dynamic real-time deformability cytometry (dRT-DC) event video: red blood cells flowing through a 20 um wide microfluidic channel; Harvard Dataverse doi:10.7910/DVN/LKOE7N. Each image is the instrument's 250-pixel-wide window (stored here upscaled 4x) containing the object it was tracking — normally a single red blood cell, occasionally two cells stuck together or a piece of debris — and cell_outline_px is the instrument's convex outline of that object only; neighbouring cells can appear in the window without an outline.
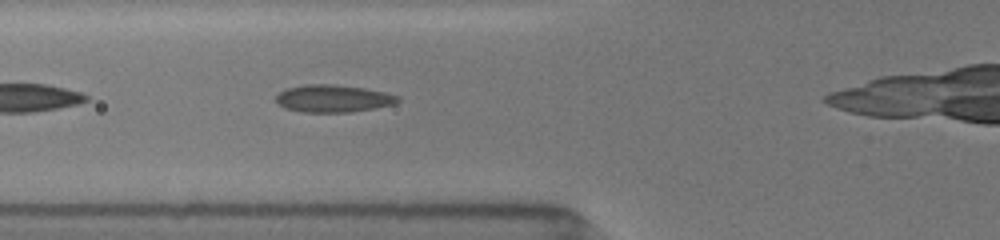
{"species": "common noctule bat (a hibernating species)", "species_latin": "Nyctalus noctula", "temperature_condition": "room temperature", "stored_images_in_passage": 55, "camera_frame_rate_fps": 3000, "um_per_image_px": 0.085, "animal": {"sex": "female", "body_mass_g": 19.5, "forearm_length_mm": 54.1}, "frame": {"image": 1, "passage_image": 5, "time_ms": 1.333, "image_size_px": [1000, 240], "cell_outline_px": [[400, 100], [392, 104], [352, 112], [304, 112], [284, 108], [276, 100], [276, 96], [284, 88], [304, 84], [336, 84], [364, 88], [384, 92], [400, 96]], "centroid_in_image_um": [28.29, 8.36], "position_along_channel_um": 97.5, "area_um2": 19.42}}
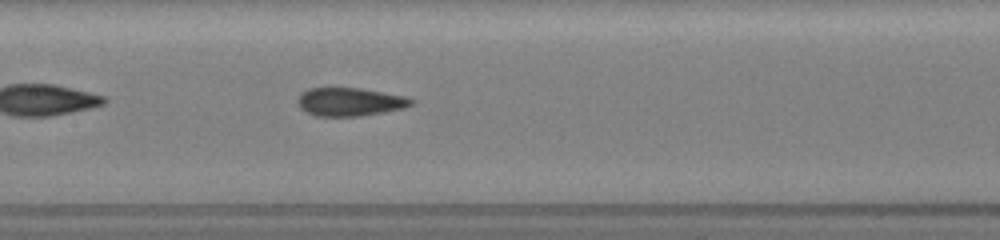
{"frame": {"image": 2, "passage_image": 19, "time_ms": 3.333, "image_size_px": [1000, 240], "cell_outline_px": [[416, 100], [412, 104], [404, 108], [384, 112], [360, 116], [316, 116], [300, 108], [296, 100], [300, 92], [308, 88], [360, 88], [404, 96]], "centroid_in_image_um": [29.71, 8.65], "position_along_channel_um": 177.7, "area_um2": 18.79}}
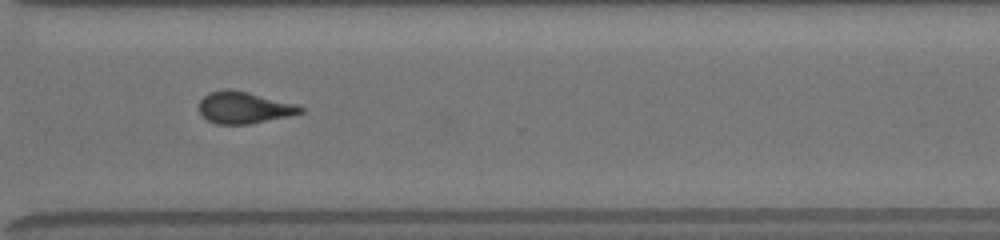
{"frame": {"image": 3, "passage_image": 41, "time_ms": 7.667, "image_size_px": [1000, 240], "cell_outline_px": [[304, 112], [288, 116], [248, 124], [216, 124], [208, 120], [200, 112], [200, 100], [208, 92], [228, 88], [248, 92], [296, 104], [304, 108]], "centroid_in_image_um": [20.73, 9.13], "position_along_channel_um": 349.9, "area_um2": 18.61}}